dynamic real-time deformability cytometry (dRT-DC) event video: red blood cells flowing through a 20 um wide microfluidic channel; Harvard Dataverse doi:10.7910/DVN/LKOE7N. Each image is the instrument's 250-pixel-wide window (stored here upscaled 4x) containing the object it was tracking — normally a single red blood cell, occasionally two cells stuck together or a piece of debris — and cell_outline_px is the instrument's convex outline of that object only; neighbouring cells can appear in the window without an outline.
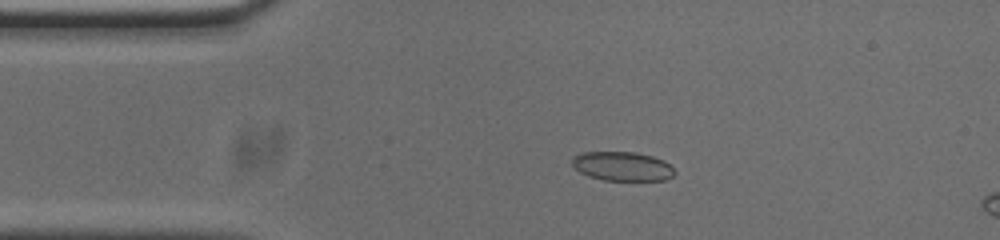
{"species": "common noctule bat (a hibernating species)", "species_latin": "Nyctalus noctula", "temperature_condition": "cold", "stored_images_in_passage": 14, "camera_frame_rate_fps": 3000, "um_per_image_px": 0.085, "animal": {"sex": "male", "body_mass_g": 20.0, "forearm_length_mm": 53.3}, "frame": {"image": 1, "passage_image": 10, "time_ms": 3.0, "image_size_px": [1000, 240], "cell_outline_px": [[676, 172], [672, 176], [664, 180], [604, 180], [588, 176], [580, 172], [572, 164], [572, 160], [576, 156], [584, 152], [636, 152], [652, 156], [664, 160]], "centroid_in_image_um": [52.91, 14.13], "position_along_channel_um": 32.1, "area_um2": 17.22}}